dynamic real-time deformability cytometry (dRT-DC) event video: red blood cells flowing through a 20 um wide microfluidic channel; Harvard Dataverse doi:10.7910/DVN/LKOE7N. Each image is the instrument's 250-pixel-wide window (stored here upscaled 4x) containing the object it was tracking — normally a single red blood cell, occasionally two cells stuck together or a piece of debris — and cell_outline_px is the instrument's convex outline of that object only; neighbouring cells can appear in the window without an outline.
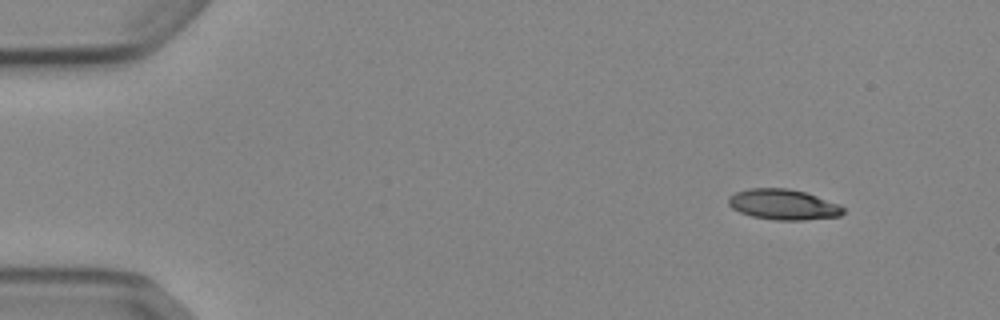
{"species": "Egyptian fruit bat (a non-hibernating species)", "species_latin": "Rousettus aegyptiacus", "temperature_condition": "cold", "stored_images_in_passage": 48, "camera_frame_rate_fps": 3000, "um_per_image_px": 0.085, "animal": {"sex": "female"}, "frame": {"image": 1, "passage_image": 1, "time_ms": 0.0, "image_size_px": [1000, 320], "cell_outline_px": [[844, 212], [840, 216], [804, 220], [772, 220], [752, 216], [740, 212], [732, 208], [728, 204], [728, 196], [736, 192], [748, 188], [788, 188], [804, 192], [840, 204], [844, 208]], "centroid_in_image_um": [66.56, 17.38], "position_along_channel_um": 18.4, "area_um2": 20.46}}
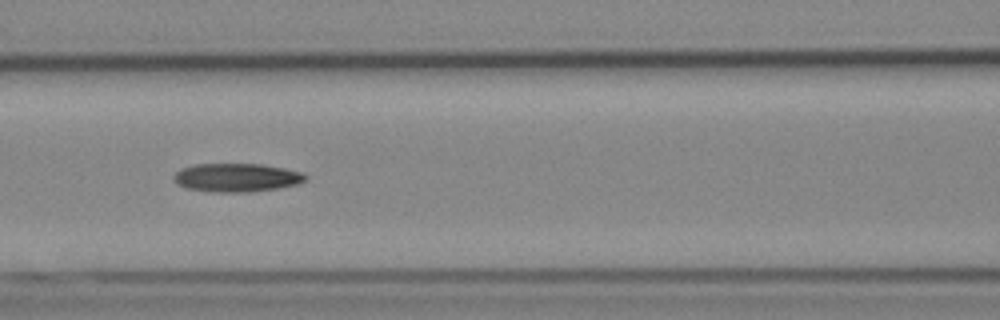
{"frame": {"image": 2, "passage_image": 19, "time_ms": 6.0, "image_size_px": [1000, 320], "cell_outline_px": [[308, 180], [296, 184], [280, 188], [248, 192], [216, 192], [188, 188], [180, 184], [172, 176], [180, 168], [196, 164], [260, 164], [284, 168], [304, 172], [308, 176]], "centroid_in_image_um": [20.18, 15.08], "position_along_channel_um": 146.4, "area_um2": 21.85}}
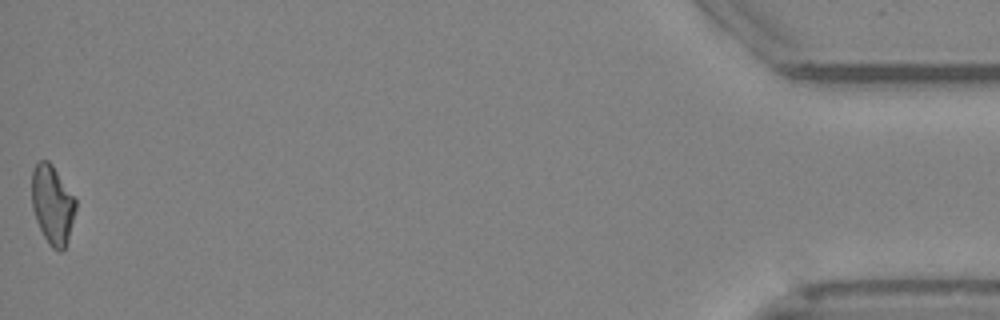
{"frame": {"image": 3, "passage_image": 48, "time_ms": 15.667, "image_size_px": [1000, 320], "cell_outline_px": [[76, 208], [68, 240], [64, 248], [60, 252], [52, 248], [48, 244], [36, 220], [32, 208], [32, 172], [36, 164], [40, 160], [48, 160], [52, 164], [76, 200]], "centroid_in_image_um": [4.45, 17.4], "position_along_channel_um": 430.7, "area_um2": 20.06}, "authors_computed_cell_mechanics": {"area_um2": 20.9525, "velocity_mm_per_s": 3.8835, "shape_relaxation_time_tau1_ms": null, "shape_relaxation_time_tau2_ms": 5.275, "deformation_change_tau1": null, "deformation_change_tau2": 0.1483}}